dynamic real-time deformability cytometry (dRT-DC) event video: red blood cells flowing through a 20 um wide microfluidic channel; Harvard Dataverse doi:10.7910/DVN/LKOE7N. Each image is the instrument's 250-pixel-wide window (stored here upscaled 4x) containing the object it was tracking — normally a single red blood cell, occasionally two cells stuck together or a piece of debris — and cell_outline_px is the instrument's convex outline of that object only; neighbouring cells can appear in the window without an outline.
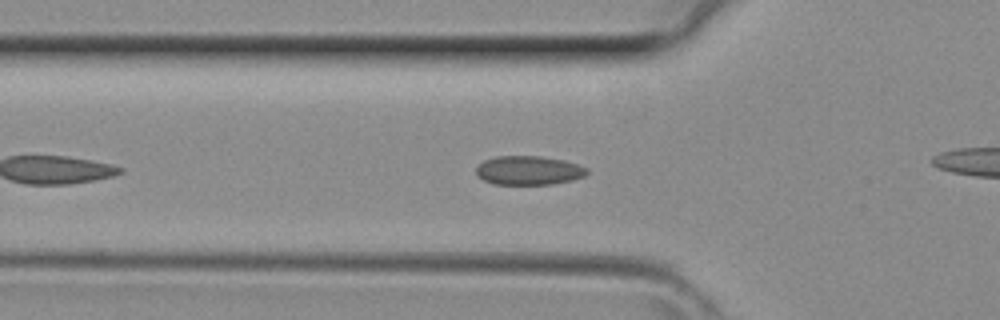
{"species": "common noctule bat (a hibernating species)", "species_latin": "Nyctalus noctula", "temperature_condition": "room temperature", "stored_images_in_passage": 25, "camera_frame_rate_fps": 3000, "um_per_image_px": 0.085, "animal": {"sex": "female", "body_mass_g": 29.2, "forearm_length_mm": 56.3}, "frame": {"image": 1, "passage_image": 6, "time_ms": 1.667, "image_size_px": [1000, 320], "cell_outline_px": [[588, 172], [584, 176], [572, 180], [552, 184], [492, 184], [476, 176], [476, 168], [484, 160], [496, 156], [540, 156], [564, 160], [588, 168]], "centroid_in_image_um": [44.92, 14.48], "position_along_channel_um": 80.9, "area_um2": 18.73}}
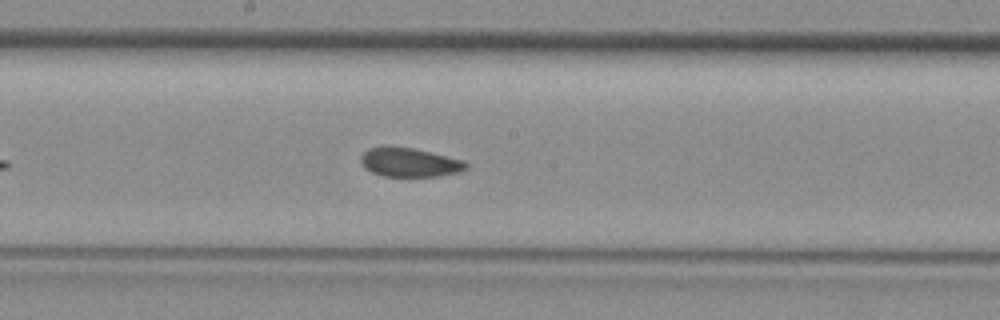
{"frame": {"image": 2, "passage_image": 14, "time_ms": 4.333, "image_size_px": [1000, 320], "cell_outline_px": [[468, 168], [456, 172], [436, 176], [384, 176], [372, 172], [364, 168], [360, 160], [360, 156], [368, 148], [388, 144], [412, 148], [464, 160], [468, 164]], "centroid_in_image_um": [34.75, 13.77], "position_along_channel_um": 213.5, "area_um2": 17.92}}
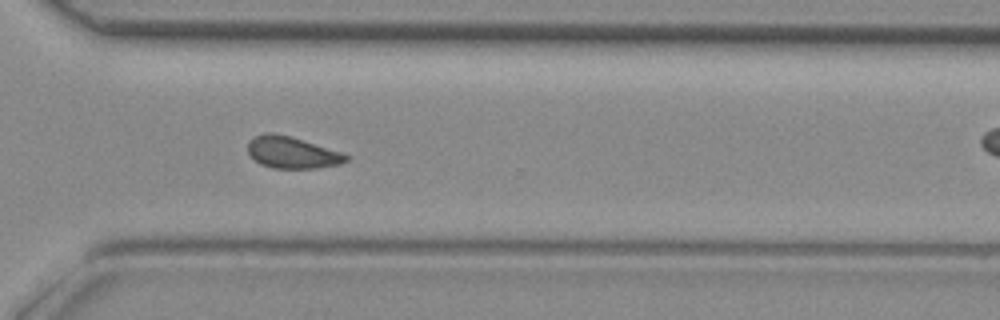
{"frame": {"image": 3, "passage_image": 22, "time_ms": 7.0, "image_size_px": [1000, 320], "cell_outline_px": [[348, 160], [340, 164], [316, 168], [272, 168], [260, 164], [248, 152], [248, 140], [252, 136], [264, 132], [272, 132], [288, 136], [340, 152], [348, 156]], "centroid_in_image_um": [24.76, 12.96], "position_along_channel_um": 345.8, "area_um2": 17.92}}